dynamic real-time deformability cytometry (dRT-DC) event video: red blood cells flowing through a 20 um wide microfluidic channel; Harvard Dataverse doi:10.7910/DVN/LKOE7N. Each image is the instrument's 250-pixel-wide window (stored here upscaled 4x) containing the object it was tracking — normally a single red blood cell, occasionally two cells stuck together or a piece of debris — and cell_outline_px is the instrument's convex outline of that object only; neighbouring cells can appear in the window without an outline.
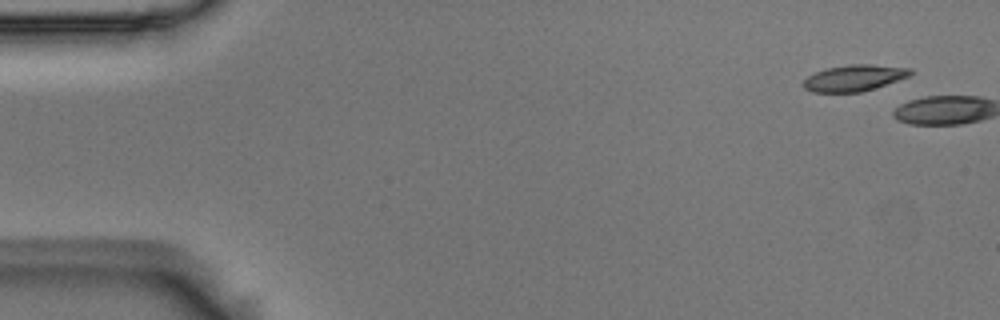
{"species": "Egyptian fruit bat (a non-hibernating species)", "species_latin": "Rousettus aegyptiacus", "temperature_condition": "room temperature", "stored_images_in_passage": 3, "camera_frame_rate_fps": 3000, "um_per_image_px": 0.085, "animal": {"sex": "male"}, "frame": {"image": 1, "passage_image": 1, "time_ms": 0.0, "image_size_px": [1000, 320], "cell_outline_px": [[916, 72], [908, 76], [876, 88], [860, 92], [812, 92], [804, 88], [800, 84], [808, 76], [816, 72], [828, 68], [848, 64], [872, 64], [912, 68]], "centroid_in_image_um": [72.62, 6.62], "position_along_channel_um": 12.4, "area_um2": 16.53}}